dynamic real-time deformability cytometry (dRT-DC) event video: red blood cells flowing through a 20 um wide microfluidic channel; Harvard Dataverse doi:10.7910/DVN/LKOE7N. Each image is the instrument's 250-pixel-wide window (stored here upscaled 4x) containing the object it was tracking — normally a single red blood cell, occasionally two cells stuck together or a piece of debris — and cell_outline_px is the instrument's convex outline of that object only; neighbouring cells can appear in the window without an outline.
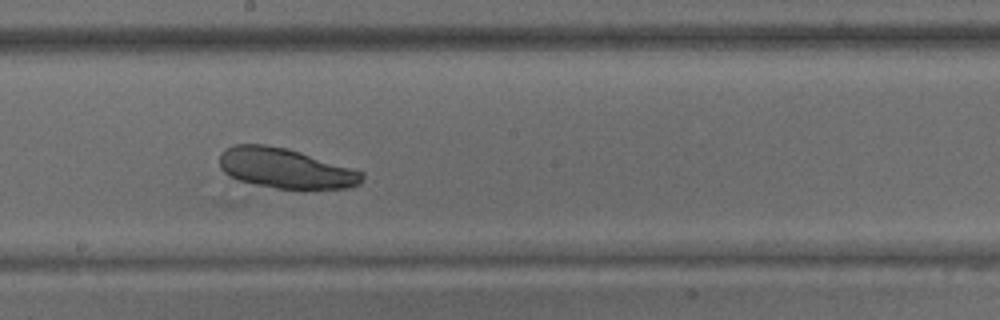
{"species": "common noctule bat (a hibernating species)", "species_latin": "Nyctalus noctula", "temperature_condition": "warm", "stored_images_in_passage": 39, "camera_frame_rate_fps": 3000, "um_per_image_px": 0.085, "animal": {"sex": "male", "body_mass_g": 15.6}, "frame": {"image": 1, "passage_image": 14, "time_ms": 4.333, "image_size_px": [1000, 320], "cell_outline_px": [[364, 176], [360, 184], [348, 188], [304, 192], [244, 184], [228, 176], [220, 168], [220, 152], [236, 144], [264, 144], [288, 148], [352, 168], [364, 172]], "centroid_in_image_um": [24.28, 14.37], "position_along_channel_um": 223.9, "area_um2": 34.62}}